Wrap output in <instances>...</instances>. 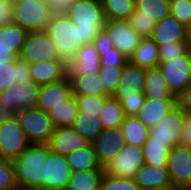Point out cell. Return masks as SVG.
Wrapping results in <instances>:
<instances>
[{"label": "cell", "mask_w": 191, "mask_h": 190, "mask_svg": "<svg viewBox=\"0 0 191 190\" xmlns=\"http://www.w3.org/2000/svg\"><path fill=\"white\" fill-rule=\"evenodd\" d=\"M51 151L48 144H30L13 161L15 181L19 190H43L47 159Z\"/></svg>", "instance_id": "1"}, {"label": "cell", "mask_w": 191, "mask_h": 190, "mask_svg": "<svg viewBox=\"0 0 191 190\" xmlns=\"http://www.w3.org/2000/svg\"><path fill=\"white\" fill-rule=\"evenodd\" d=\"M66 16L77 27L80 45L93 43L106 21L101 0H75Z\"/></svg>", "instance_id": "2"}, {"label": "cell", "mask_w": 191, "mask_h": 190, "mask_svg": "<svg viewBox=\"0 0 191 190\" xmlns=\"http://www.w3.org/2000/svg\"><path fill=\"white\" fill-rule=\"evenodd\" d=\"M13 22L28 32L44 31L52 14L46 0H13Z\"/></svg>", "instance_id": "3"}, {"label": "cell", "mask_w": 191, "mask_h": 190, "mask_svg": "<svg viewBox=\"0 0 191 190\" xmlns=\"http://www.w3.org/2000/svg\"><path fill=\"white\" fill-rule=\"evenodd\" d=\"M15 115L30 144L49 143L55 127L48 112L33 107L19 110Z\"/></svg>", "instance_id": "4"}, {"label": "cell", "mask_w": 191, "mask_h": 190, "mask_svg": "<svg viewBox=\"0 0 191 190\" xmlns=\"http://www.w3.org/2000/svg\"><path fill=\"white\" fill-rule=\"evenodd\" d=\"M40 86L33 80L15 82L0 92V107L6 114L36 107Z\"/></svg>", "instance_id": "5"}, {"label": "cell", "mask_w": 191, "mask_h": 190, "mask_svg": "<svg viewBox=\"0 0 191 190\" xmlns=\"http://www.w3.org/2000/svg\"><path fill=\"white\" fill-rule=\"evenodd\" d=\"M19 57L30 65L39 62L65 61L45 30L27 33Z\"/></svg>", "instance_id": "6"}, {"label": "cell", "mask_w": 191, "mask_h": 190, "mask_svg": "<svg viewBox=\"0 0 191 190\" xmlns=\"http://www.w3.org/2000/svg\"><path fill=\"white\" fill-rule=\"evenodd\" d=\"M56 44L60 56L67 62L81 47L75 24L66 15L52 16L45 30Z\"/></svg>", "instance_id": "7"}, {"label": "cell", "mask_w": 191, "mask_h": 190, "mask_svg": "<svg viewBox=\"0 0 191 190\" xmlns=\"http://www.w3.org/2000/svg\"><path fill=\"white\" fill-rule=\"evenodd\" d=\"M30 143L15 114H6L0 121V159L14 161Z\"/></svg>", "instance_id": "8"}, {"label": "cell", "mask_w": 191, "mask_h": 190, "mask_svg": "<svg viewBox=\"0 0 191 190\" xmlns=\"http://www.w3.org/2000/svg\"><path fill=\"white\" fill-rule=\"evenodd\" d=\"M158 67L166 78L169 91L176 98L191 83V65L188 51L172 60L160 62Z\"/></svg>", "instance_id": "9"}, {"label": "cell", "mask_w": 191, "mask_h": 190, "mask_svg": "<svg viewBox=\"0 0 191 190\" xmlns=\"http://www.w3.org/2000/svg\"><path fill=\"white\" fill-rule=\"evenodd\" d=\"M144 164L142 148L124 144L121 152L104 167V170L105 174L109 176L134 179Z\"/></svg>", "instance_id": "10"}, {"label": "cell", "mask_w": 191, "mask_h": 190, "mask_svg": "<svg viewBox=\"0 0 191 190\" xmlns=\"http://www.w3.org/2000/svg\"><path fill=\"white\" fill-rule=\"evenodd\" d=\"M184 123V111L177 105L150 129L149 137L152 142L170 143L171 149L173 146L180 145Z\"/></svg>", "instance_id": "11"}, {"label": "cell", "mask_w": 191, "mask_h": 190, "mask_svg": "<svg viewBox=\"0 0 191 190\" xmlns=\"http://www.w3.org/2000/svg\"><path fill=\"white\" fill-rule=\"evenodd\" d=\"M103 29L121 53L128 59L134 54L141 41L140 35L128 20H106Z\"/></svg>", "instance_id": "12"}, {"label": "cell", "mask_w": 191, "mask_h": 190, "mask_svg": "<svg viewBox=\"0 0 191 190\" xmlns=\"http://www.w3.org/2000/svg\"><path fill=\"white\" fill-rule=\"evenodd\" d=\"M167 169L173 187L184 190L191 182V147L173 146L169 152Z\"/></svg>", "instance_id": "13"}, {"label": "cell", "mask_w": 191, "mask_h": 190, "mask_svg": "<svg viewBox=\"0 0 191 190\" xmlns=\"http://www.w3.org/2000/svg\"><path fill=\"white\" fill-rule=\"evenodd\" d=\"M101 167H105L121 152L124 146L120 127L103 129L92 143Z\"/></svg>", "instance_id": "14"}, {"label": "cell", "mask_w": 191, "mask_h": 190, "mask_svg": "<svg viewBox=\"0 0 191 190\" xmlns=\"http://www.w3.org/2000/svg\"><path fill=\"white\" fill-rule=\"evenodd\" d=\"M100 56L93 43L83 44L73 58L66 62L67 76L98 74Z\"/></svg>", "instance_id": "15"}, {"label": "cell", "mask_w": 191, "mask_h": 190, "mask_svg": "<svg viewBox=\"0 0 191 190\" xmlns=\"http://www.w3.org/2000/svg\"><path fill=\"white\" fill-rule=\"evenodd\" d=\"M48 145L53 153L67 156L73 151L86 148L90 143L70 126L55 128Z\"/></svg>", "instance_id": "16"}, {"label": "cell", "mask_w": 191, "mask_h": 190, "mask_svg": "<svg viewBox=\"0 0 191 190\" xmlns=\"http://www.w3.org/2000/svg\"><path fill=\"white\" fill-rule=\"evenodd\" d=\"M72 174L66 156L52 151L47 159L46 180H43V190H65Z\"/></svg>", "instance_id": "17"}, {"label": "cell", "mask_w": 191, "mask_h": 190, "mask_svg": "<svg viewBox=\"0 0 191 190\" xmlns=\"http://www.w3.org/2000/svg\"><path fill=\"white\" fill-rule=\"evenodd\" d=\"M73 95L70 80L65 79L40 86L36 107L45 112H50L54 107L64 104Z\"/></svg>", "instance_id": "18"}, {"label": "cell", "mask_w": 191, "mask_h": 190, "mask_svg": "<svg viewBox=\"0 0 191 190\" xmlns=\"http://www.w3.org/2000/svg\"><path fill=\"white\" fill-rule=\"evenodd\" d=\"M188 29L171 14L157 21L151 38L158 46L187 41Z\"/></svg>", "instance_id": "19"}, {"label": "cell", "mask_w": 191, "mask_h": 190, "mask_svg": "<svg viewBox=\"0 0 191 190\" xmlns=\"http://www.w3.org/2000/svg\"><path fill=\"white\" fill-rule=\"evenodd\" d=\"M31 80L39 86L55 83L67 77L66 61L39 62L30 65Z\"/></svg>", "instance_id": "20"}, {"label": "cell", "mask_w": 191, "mask_h": 190, "mask_svg": "<svg viewBox=\"0 0 191 190\" xmlns=\"http://www.w3.org/2000/svg\"><path fill=\"white\" fill-rule=\"evenodd\" d=\"M134 181L141 190L173 186L167 167H152L146 164L138 170Z\"/></svg>", "instance_id": "21"}, {"label": "cell", "mask_w": 191, "mask_h": 190, "mask_svg": "<svg viewBox=\"0 0 191 190\" xmlns=\"http://www.w3.org/2000/svg\"><path fill=\"white\" fill-rule=\"evenodd\" d=\"M177 106V100H155L146 98L136 117L149 129Z\"/></svg>", "instance_id": "22"}, {"label": "cell", "mask_w": 191, "mask_h": 190, "mask_svg": "<svg viewBox=\"0 0 191 190\" xmlns=\"http://www.w3.org/2000/svg\"><path fill=\"white\" fill-rule=\"evenodd\" d=\"M144 94L146 98L155 100H177L169 91L166 78L159 67L146 69Z\"/></svg>", "instance_id": "23"}, {"label": "cell", "mask_w": 191, "mask_h": 190, "mask_svg": "<svg viewBox=\"0 0 191 190\" xmlns=\"http://www.w3.org/2000/svg\"><path fill=\"white\" fill-rule=\"evenodd\" d=\"M31 80L30 64L18 57L15 62L0 64V92L13 85Z\"/></svg>", "instance_id": "24"}, {"label": "cell", "mask_w": 191, "mask_h": 190, "mask_svg": "<svg viewBox=\"0 0 191 190\" xmlns=\"http://www.w3.org/2000/svg\"><path fill=\"white\" fill-rule=\"evenodd\" d=\"M129 61L144 69L157 68L159 59V46L152 38H142Z\"/></svg>", "instance_id": "25"}, {"label": "cell", "mask_w": 191, "mask_h": 190, "mask_svg": "<svg viewBox=\"0 0 191 190\" xmlns=\"http://www.w3.org/2000/svg\"><path fill=\"white\" fill-rule=\"evenodd\" d=\"M146 69L132 64L130 61L123 66V73L115 93H129L138 90L144 93Z\"/></svg>", "instance_id": "26"}, {"label": "cell", "mask_w": 191, "mask_h": 190, "mask_svg": "<svg viewBox=\"0 0 191 190\" xmlns=\"http://www.w3.org/2000/svg\"><path fill=\"white\" fill-rule=\"evenodd\" d=\"M104 168L89 171H72L65 190H101Z\"/></svg>", "instance_id": "27"}, {"label": "cell", "mask_w": 191, "mask_h": 190, "mask_svg": "<svg viewBox=\"0 0 191 190\" xmlns=\"http://www.w3.org/2000/svg\"><path fill=\"white\" fill-rule=\"evenodd\" d=\"M120 130L123 134L124 144L142 147L149 137L150 129L136 116H125Z\"/></svg>", "instance_id": "28"}, {"label": "cell", "mask_w": 191, "mask_h": 190, "mask_svg": "<svg viewBox=\"0 0 191 190\" xmlns=\"http://www.w3.org/2000/svg\"><path fill=\"white\" fill-rule=\"evenodd\" d=\"M27 33V30L14 22L0 25V48L10 49L19 56Z\"/></svg>", "instance_id": "29"}, {"label": "cell", "mask_w": 191, "mask_h": 190, "mask_svg": "<svg viewBox=\"0 0 191 190\" xmlns=\"http://www.w3.org/2000/svg\"><path fill=\"white\" fill-rule=\"evenodd\" d=\"M170 14L171 4L167 0H135L131 16H146L157 22Z\"/></svg>", "instance_id": "30"}, {"label": "cell", "mask_w": 191, "mask_h": 190, "mask_svg": "<svg viewBox=\"0 0 191 190\" xmlns=\"http://www.w3.org/2000/svg\"><path fill=\"white\" fill-rule=\"evenodd\" d=\"M71 82L73 95H108L98 74L67 76Z\"/></svg>", "instance_id": "31"}, {"label": "cell", "mask_w": 191, "mask_h": 190, "mask_svg": "<svg viewBox=\"0 0 191 190\" xmlns=\"http://www.w3.org/2000/svg\"><path fill=\"white\" fill-rule=\"evenodd\" d=\"M144 163L152 167H167L170 143L152 142L148 137L143 144Z\"/></svg>", "instance_id": "32"}, {"label": "cell", "mask_w": 191, "mask_h": 190, "mask_svg": "<svg viewBox=\"0 0 191 190\" xmlns=\"http://www.w3.org/2000/svg\"><path fill=\"white\" fill-rule=\"evenodd\" d=\"M66 159L72 171H89L102 168L92 144L84 149L73 151L66 156Z\"/></svg>", "instance_id": "33"}, {"label": "cell", "mask_w": 191, "mask_h": 190, "mask_svg": "<svg viewBox=\"0 0 191 190\" xmlns=\"http://www.w3.org/2000/svg\"><path fill=\"white\" fill-rule=\"evenodd\" d=\"M72 127L90 144H92L103 131V125L99 117L85 114V112L82 111H78V115Z\"/></svg>", "instance_id": "34"}, {"label": "cell", "mask_w": 191, "mask_h": 190, "mask_svg": "<svg viewBox=\"0 0 191 190\" xmlns=\"http://www.w3.org/2000/svg\"><path fill=\"white\" fill-rule=\"evenodd\" d=\"M78 111L77 101L75 96L72 95L68 100L64 101V104L54 107L49 112V116L55 128L70 127L73 125Z\"/></svg>", "instance_id": "35"}, {"label": "cell", "mask_w": 191, "mask_h": 190, "mask_svg": "<svg viewBox=\"0 0 191 190\" xmlns=\"http://www.w3.org/2000/svg\"><path fill=\"white\" fill-rule=\"evenodd\" d=\"M106 20H129L135 0H101Z\"/></svg>", "instance_id": "36"}, {"label": "cell", "mask_w": 191, "mask_h": 190, "mask_svg": "<svg viewBox=\"0 0 191 190\" xmlns=\"http://www.w3.org/2000/svg\"><path fill=\"white\" fill-rule=\"evenodd\" d=\"M125 118L120 101L110 96L106 101L103 110L100 112L99 119L103 129L120 127Z\"/></svg>", "instance_id": "37"}, {"label": "cell", "mask_w": 191, "mask_h": 190, "mask_svg": "<svg viewBox=\"0 0 191 190\" xmlns=\"http://www.w3.org/2000/svg\"><path fill=\"white\" fill-rule=\"evenodd\" d=\"M113 97L120 101L125 116H136L146 100L145 94L138 90L114 93Z\"/></svg>", "instance_id": "38"}, {"label": "cell", "mask_w": 191, "mask_h": 190, "mask_svg": "<svg viewBox=\"0 0 191 190\" xmlns=\"http://www.w3.org/2000/svg\"><path fill=\"white\" fill-rule=\"evenodd\" d=\"M79 111L99 117L109 95H74Z\"/></svg>", "instance_id": "39"}, {"label": "cell", "mask_w": 191, "mask_h": 190, "mask_svg": "<svg viewBox=\"0 0 191 190\" xmlns=\"http://www.w3.org/2000/svg\"><path fill=\"white\" fill-rule=\"evenodd\" d=\"M123 73V66H105L101 67L98 76L104 86L105 92L113 96L116 92L119 81Z\"/></svg>", "instance_id": "40"}, {"label": "cell", "mask_w": 191, "mask_h": 190, "mask_svg": "<svg viewBox=\"0 0 191 190\" xmlns=\"http://www.w3.org/2000/svg\"><path fill=\"white\" fill-rule=\"evenodd\" d=\"M0 190H19L13 161L0 159Z\"/></svg>", "instance_id": "41"}, {"label": "cell", "mask_w": 191, "mask_h": 190, "mask_svg": "<svg viewBox=\"0 0 191 190\" xmlns=\"http://www.w3.org/2000/svg\"><path fill=\"white\" fill-rule=\"evenodd\" d=\"M101 190H141L134 179L113 177L105 174L101 182Z\"/></svg>", "instance_id": "42"}, {"label": "cell", "mask_w": 191, "mask_h": 190, "mask_svg": "<svg viewBox=\"0 0 191 190\" xmlns=\"http://www.w3.org/2000/svg\"><path fill=\"white\" fill-rule=\"evenodd\" d=\"M188 47L189 43L187 41L159 46L160 62L172 60L178 56L184 55L188 51Z\"/></svg>", "instance_id": "43"}, {"label": "cell", "mask_w": 191, "mask_h": 190, "mask_svg": "<svg viewBox=\"0 0 191 190\" xmlns=\"http://www.w3.org/2000/svg\"><path fill=\"white\" fill-rule=\"evenodd\" d=\"M100 56V67L105 66H124L129 59L121 53L116 47L107 51H97Z\"/></svg>", "instance_id": "44"}, {"label": "cell", "mask_w": 191, "mask_h": 190, "mask_svg": "<svg viewBox=\"0 0 191 190\" xmlns=\"http://www.w3.org/2000/svg\"><path fill=\"white\" fill-rule=\"evenodd\" d=\"M171 15L188 27L191 23V0H177L171 3Z\"/></svg>", "instance_id": "45"}, {"label": "cell", "mask_w": 191, "mask_h": 190, "mask_svg": "<svg viewBox=\"0 0 191 190\" xmlns=\"http://www.w3.org/2000/svg\"><path fill=\"white\" fill-rule=\"evenodd\" d=\"M128 21L141 38H151L156 24L154 20L146 16H130Z\"/></svg>", "instance_id": "46"}, {"label": "cell", "mask_w": 191, "mask_h": 190, "mask_svg": "<svg viewBox=\"0 0 191 190\" xmlns=\"http://www.w3.org/2000/svg\"><path fill=\"white\" fill-rule=\"evenodd\" d=\"M75 0H46L52 16L66 15Z\"/></svg>", "instance_id": "47"}, {"label": "cell", "mask_w": 191, "mask_h": 190, "mask_svg": "<svg viewBox=\"0 0 191 190\" xmlns=\"http://www.w3.org/2000/svg\"><path fill=\"white\" fill-rule=\"evenodd\" d=\"M184 111L185 123L181 133L180 145L191 147V109H182Z\"/></svg>", "instance_id": "48"}, {"label": "cell", "mask_w": 191, "mask_h": 190, "mask_svg": "<svg viewBox=\"0 0 191 190\" xmlns=\"http://www.w3.org/2000/svg\"><path fill=\"white\" fill-rule=\"evenodd\" d=\"M13 0H0V25L13 22Z\"/></svg>", "instance_id": "49"}, {"label": "cell", "mask_w": 191, "mask_h": 190, "mask_svg": "<svg viewBox=\"0 0 191 190\" xmlns=\"http://www.w3.org/2000/svg\"><path fill=\"white\" fill-rule=\"evenodd\" d=\"M93 44L97 51H107L114 47L113 41L104 29H101L95 37Z\"/></svg>", "instance_id": "50"}, {"label": "cell", "mask_w": 191, "mask_h": 190, "mask_svg": "<svg viewBox=\"0 0 191 190\" xmlns=\"http://www.w3.org/2000/svg\"><path fill=\"white\" fill-rule=\"evenodd\" d=\"M177 105L181 109H191V83L177 97Z\"/></svg>", "instance_id": "51"}, {"label": "cell", "mask_w": 191, "mask_h": 190, "mask_svg": "<svg viewBox=\"0 0 191 190\" xmlns=\"http://www.w3.org/2000/svg\"><path fill=\"white\" fill-rule=\"evenodd\" d=\"M18 57L19 56L15 52L10 51V49L0 48V64L15 62Z\"/></svg>", "instance_id": "52"}, {"label": "cell", "mask_w": 191, "mask_h": 190, "mask_svg": "<svg viewBox=\"0 0 191 190\" xmlns=\"http://www.w3.org/2000/svg\"><path fill=\"white\" fill-rule=\"evenodd\" d=\"M187 29H188V32H187V42L189 43V45H191V23L187 27Z\"/></svg>", "instance_id": "53"}, {"label": "cell", "mask_w": 191, "mask_h": 190, "mask_svg": "<svg viewBox=\"0 0 191 190\" xmlns=\"http://www.w3.org/2000/svg\"><path fill=\"white\" fill-rule=\"evenodd\" d=\"M150 190H181V189L172 186V187H163V188H156V189H150Z\"/></svg>", "instance_id": "54"}, {"label": "cell", "mask_w": 191, "mask_h": 190, "mask_svg": "<svg viewBox=\"0 0 191 190\" xmlns=\"http://www.w3.org/2000/svg\"><path fill=\"white\" fill-rule=\"evenodd\" d=\"M6 115V113L2 110L0 107V121L3 119V117Z\"/></svg>", "instance_id": "55"}, {"label": "cell", "mask_w": 191, "mask_h": 190, "mask_svg": "<svg viewBox=\"0 0 191 190\" xmlns=\"http://www.w3.org/2000/svg\"><path fill=\"white\" fill-rule=\"evenodd\" d=\"M188 53H189L190 65H191V45H189L188 47Z\"/></svg>", "instance_id": "56"}, {"label": "cell", "mask_w": 191, "mask_h": 190, "mask_svg": "<svg viewBox=\"0 0 191 190\" xmlns=\"http://www.w3.org/2000/svg\"><path fill=\"white\" fill-rule=\"evenodd\" d=\"M184 190H191V182L189 183V185Z\"/></svg>", "instance_id": "57"}, {"label": "cell", "mask_w": 191, "mask_h": 190, "mask_svg": "<svg viewBox=\"0 0 191 190\" xmlns=\"http://www.w3.org/2000/svg\"><path fill=\"white\" fill-rule=\"evenodd\" d=\"M170 4L177 1V0H167Z\"/></svg>", "instance_id": "58"}]
</instances>
